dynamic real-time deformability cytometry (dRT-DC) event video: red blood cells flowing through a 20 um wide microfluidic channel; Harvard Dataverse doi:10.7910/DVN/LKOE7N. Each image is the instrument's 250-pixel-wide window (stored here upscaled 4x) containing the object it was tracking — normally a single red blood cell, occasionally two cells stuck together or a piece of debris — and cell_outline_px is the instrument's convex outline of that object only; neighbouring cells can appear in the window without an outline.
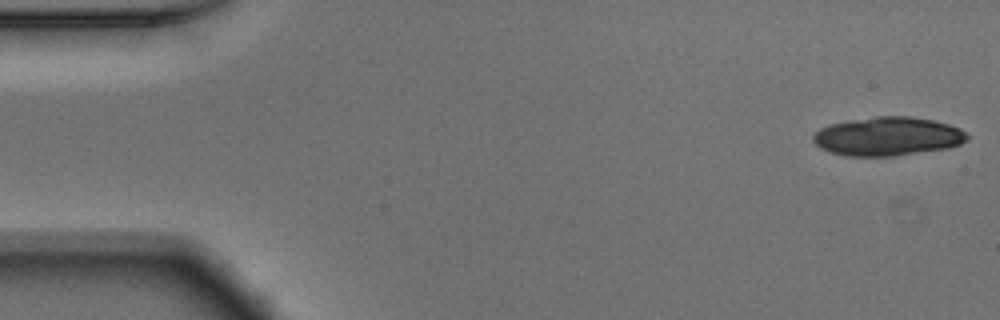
{"species": "Egyptian fruit bat (a non-hibernating species)", "species_latin": "Rousettus aegyptiacus", "temperature_condition": "warm", "stored_images_in_passage": 16, "camera_frame_rate_fps": 3000, "um_per_image_px": 0.085, "animal": {"sex": "male"}, "frame": {"image": 1, "passage_image": 1, "time_ms": 0.0, "image_size_px": [1000, 320], "cell_outline_px": [[968, 140], [960, 144], [948, 148], [892, 156], [844, 156], [820, 148], [812, 140], [812, 136], [820, 128], [828, 124], [848, 120], [876, 116], [912, 116], [932, 120], [948, 124], [960, 128], [968, 136]], "centroid_in_image_um": [75.43, 11.58], "position_along_channel_um": 9.6, "area_um2": 34.85}}